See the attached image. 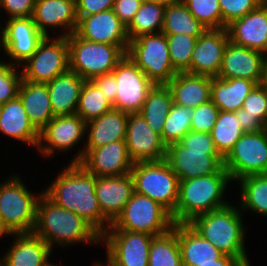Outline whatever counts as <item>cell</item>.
<instances>
[{
  "instance_id": "6da1fadb",
  "label": "cell",
  "mask_w": 267,
  "mask_h": 266,
  "mask_svg": "<svg viewBox=\"0 0 267 266\" xmlns=\"http://www.w3.org/2000/svg\"><path fill=\"white\" fill-rule=\"evenodd\" d=\"M96 176L79 163H69L43 193L58 206L74 212L101 236L111 226L95 194Z\"/></svg>"
},
{
  "instance_id": "7a4b0ae2",
  "label": "cell",
  "mask_w": 267,
  "mask_h": 266,
  "mask_svg": "<svg viewBox=\"0 0 267 266\" xmlns=\"http://www.w3.org/2000/svg\"><path fill=\"white\" fill-rule=\"evenodd\" d=\"M33 233L51 249L54 244L68 246L75 243H99L101 235L84 219L58 206L42 191L37 203L36 224Z\"/></svg>"
},
{
  "instance_id": "3957f363",
  "label": "cell",
  "mask_w": 267,
  "mask_h": 266,
  "mask_svg": "<svg viewBox=\"0 0 267 266\" xmlns=\"http://www.w3.org/2000/svg\"><path fill=\"white\" fill-rule=\"evenodd\" d=\"M165 161L179 180L215 174L224 167L211 135L194 131L166 147Z\"/></svg>"
},
{
  "instance_id": "277c9868",
  "label": "cell",
  "mask_w": 267,
  "mask_h": 266,
  "mask_svg": "<svg viewBox=\"0 0 267 266\" xmlns=\"http://www.w3.org/2000/svg\"><path fill=\"white\" fill-rule=\"evenodd\" d=\"M240 209L228 204L194 217L188 224L223 253L250 266L245 246V229Z\"/></svg>"
},
{
  "instance_id": "5b68a950",
  "label": "cell",
  "mask_w": 267,
  "mask_h": 266,
  "mask_svg": "<svg viewBox=\"0 0 267 266\" xmlns=\"http://www.w3.org/2000/svg\"><path fill=\"white\" fill-rule=\"evenodd\" d=\"M230 181L224 167L215 174L180 180L178 202L171 214L174 224L189 223L198 215L227 206L223 195Z\"/></svg>"
},
{
  "instance_id": "8992f818",
  "label": "cell",
  "mask_w": 267,
  "mask_h": 266,
  "mask_svg": "<svg viewBox=\"0 0 267 266\" xmlns=\"http://www.w3.org/2000/svg\"><path fill=\"white\" fill-rule=\"evenodd\" d=\"M31 193L17 175L0 184V230L4 235L33 233L42 193Z\"/></svg>"
},
{
  "instance_id": "52a82bcc",
  "label": "cell",
  "mask_w": 267,
  "mask_h": 266,
  "mask_svg": "<svg viewBox=\"0 0 267 266\" xmlns=\"http://www.w3.org/2000/svg\"><path fill=\"white\" fill-rule=\"evenodd\" d=\"M69 70L84 80L112 73L126 55L128 46H116L80 38L75 32L67 37Z\"/></svg>"
},
{
  "instance_id": "ba28073f",
  "label": "cell",
  "mask_w": 267,
  "mask_h": 266,
  "mask_svg": "<svg viewBox=\"0 0 267 266\" xmlns=\"http://www.w3.org/2000/svg\"><path fill=\"white\" fill-rule=\"evenodd\" d=\"M174 226L171 213L160 203L134 192L107 230H124L160 236Z\"/></svg>"
},
{
  "instance_id": "9c48e42d",
  "label": "cell",
  "mask_w": 267,
  "mask_h": 266,
  "mask_svg": "<svg viewBox=\"0 0 267 266\" xmlns=\"http://www.w3.org/2000/svg\"><path fill=\"white\" fill-rule=\"evenodd\" d=\"M134 192L160 203L171 214L179 196V178L165 160L136 162L130 171Z\"/></svg>"
},
{
  "instance_id": "30bf717a",
  "label": "cell",
  "mask_w": 267,
  "mask_h": 266,
  "mask_svg": "<svg viewBox=\"0 0 267 266\" xmlns=\"http://www.w3.org/2000/svg\"><path fill=\"white\" fill-rule=\"evenodd\" d=\"M126 55L155 85H167L178 73L171 63L168 41L162 32L130 40Z\"/></svg>"
},
{
  "instance_id": "8fae6325",
  "label": "cell",
  "mask_w": 267,
  "mask_h": 266,
  "mask_svg": "<svg viewBox=\"0 0 267 266\" xmlns=\"http://www.w3.org/2000/svg\"><path fill=\"white\" fill-rule=\"evenodd\" d=\"M231 181L267 173V128L244 133L223 158Z\"/></svg>"
},
{
  "instance_id": "7c38bea8",
  "label": "cell",
  "mask_w": 267,
  "mask_h": 266,
  "mask_svg": "<svg viewBox=\"0 0 267 266\" xmlns=\"http://www.w3.org/2000/svg\"><path fill=\"white\" fill-rule=\"evenodd\" d=\"M53 39V40H52ZM22 80L48 83L69 70V46L67 37L55 39L45 36L37 50L23 64Z\"/></svg>"
},
{
  "instance_id": "4fadbf2b",
  "label": "cell",
  "mask_w": 267,
  "mask_h": 266,
  "mask_svg": "<svg viewBox=\"0 0 267 266\" xmlns=\"http://www.w3.org/2000/svg\"><path fill=\"white\" fill-rule=\"evenodd\" d=\"M116 79L114 109L126 113H139L154 83L127 56L112 71Z\"/></svg>"
},
{
  "instance_id": "5bb4252c",
  "label": "cell",
  "mask_w": 267,
  "mask_h": 266,
  "mask_svg": "<svg viewBox=\"0 0 267 266\" xmlns=\"http://www.w3.org/2000/svg\"><path fill=\"white\" fill-rule=\"evenodd\" d=\"M153 235L124 230H106L101 241L106 245V266H148Z\"/></svg>"
},
{
  "instance_id": "9a60e30c",
  "label": "cell",
  "mask_w": 267,
  "mask_h": 266,
  "mask_svg": "<svg viewBox=\"0 0 267 266\" xmlns=\"http://www.w3.org/2000/svg\"><path fill=\"white\" fill-rule=\"evenodd\" d=\"M71 163L81 164L96 177L129 174L134 162L128 154L125 140L111 142L94 149H81Z\"/></svg>"
},
{
  "instance_id": "2e32d148",
  "label": "cell",
  "mask_w": 267,
  "mask_h": 266,
  "mask_svg": "<svg viewBox=\"0 0 267 266\" xmlns=\"http://www.w3.org/2000/svg\"><path fill=\"white\" fill-rule=\"evenodd\" d=\"M86 135V122L77 114L54 116L40 131L37 149L45 157L65 152ZM46 143V144H45Z\"/></svg>"
},
{
  "instance_id": "e0dca14e",
  "label": "cell",
  "mask_w": 267,
  "mask_h": 266,
  "mask_svg": "<svg viewBox=\"0 0 267 266\" xmlns=\"http://www.w3.org/2000/svg\"><path fill=\"white\" fill-rule=\"evenodd\" d=\"M125 141L134 163L165 160L167 146L140 113H128Z\"/></svg>"
},
{
  "instance_id": "ac0fdd59",
  "label": "cell",
  "mask_w": 267,
  "mask_h": 266,
  "mask_svg": "<svg viewBox=\"0 0 267 266\" xmlns=\"http://www.w3.org/2000/svg\"><path fill=\"white\" fill-rule=\"evenodd\" d=\"M5 23L2 49L13 60L11 64L20 66L32 56L45 36L32 17L10 18Z\"/></svg>"
},
{
  "instance_id": "d6986e66",
  "label": "cell",
  "mask_w": 267,
  "mask_h": 266,
  "mask_svg": "<svg viewBox=\"0 0 267 266\" xmlns=\"http://www.w3.org/2000/svg\"><path fill=\"white\" fill-rule=\"evenodd\" d=\"M228 42L229 35L226 28L207 29L196 40L187 73L218 77Z\"/></svg>"
},
{
  "instance_id": "ffe728a7",
  "label": "cell",
  "mask_w": 267,
  "mask_h": 266,
  "mask_svg": "<svg viewBox=\"0 0 267 266\" xmlns=\"http://www.w3.org/2000/svg\"><path fill=\"white\" fill-rule=\"evenodd\" d=\"M77 18L75 33L80 38L116 46L129 45L127 26L112 9Z\"/></svg>"
},
{
  "instance_id": "44dd1931",
  "label": "cell",
  "mask_w": 267,
  "mask_h": 266,
  "mask_svg": "<svg viewBox=\"0 0 267 266\" xmlns=\"http://www.w3.org/2000/svg\"><path fill=\"white\" fill-rule=\"evenodd\" d=\"M229 41L267 53V3L262 2L245 16L227 25Z\"/></svg>"
},
{
  "instance_id": "7402d4cb",
  "label": "cell",
  "mask_w": 267,
  "mask_h": 266,
  "mask_svg": "<svg viewBox=\"0 0 267 266\" xmlns=\"http://www.w3.org/2000/svg\"><path fill=\"white\" fill-rule=\"evenodd\" d=\"M264 55L260 51L229 41L226 45L218 77L223 79L243 78L260 84Z\"/></svg>"
},
{
  "instance_id": "603a6c76",
  "label": "cell",
  "mask_w": 267,
  "mask_h": 266,
  "mask_svg": "<svg viewBox=\"0 0 267 266\" xmlns=\"http://www.w3.org/2000/svg\"><path fill=\"white\" fill-rule=\"evenodd\" d=\"M32 19L44 36H49L47 28L60 27L67 31L57 36L68 37L75 32L78 23L76 0H36Z\"/></svg>"
},
{
  "instance_id": "cb8c5ba5",
  "label": "cell",
  "mask_w": 267,
  "mask_h": 266,
  "mask_svg": "<svg viewBox=\"0 0 267 266\" xmlns=\"http://www.w3.org/2000/svg\"><path fill=\"white\" fill-rule=\"evenodd\" d=\"M134 193L132 175L96 177L95 194L103 216L112 224Z\"/></svg>"
},
{
  "instance_id": "d4e9b609",
  "label": "cell",
  "mask_w": 267,
  "mask_h": 266,
  "mask_svg": "<svg viewBox=\"0 0 267 266\" xmlns=\"http://www.w3.org/2000/svg\"><path fill=\"white\" fill-rule=\"evenodd\" d=\"M15 235L13 245L0 260V266H43L50 258L52 249L34 233Z\"/></svg>"
},
{
  "instance_id": "484cf974",
  "label": "cell",
  "mask_w": 267,
  "mask_h": 266,
  "mask_svg": "<svg viewBox=\"0 0 267 266\" xmlns=\"http://www.w3.org/2000/svg\"><path fill=\"white\" fill-rule=\"evenodd\" d=\"M173 103L192 109L211 100V77L178 72L167 84Z\"/></svg>"
},
{
  "instance_id": "4316f807",
  "label": "cell",
  "mask_w": 267,
  "mask_h": 266,
  "mask_svg": "<svg viewBox=\"0 0 267 266\" xmlns=\"http://www.w3.org/2000/svg\"><path fill=\"white\" fill-rule=\"evenodd\" d=\"M85 80L76 72H67L46 83L54 116L76 114Z\"/></svg>"
},
{
  "instance_id": "83f0119b",
  "label": "cell",
  "mask_w": 267,
  "mask_h": 266,
  "mask_svg": "<svg viewBox=\"0 0 267 266\" xmlns=\"http://www.w3.org/2000/svg\"><path fill=\"white\" fill-rule=\"evenodd\" d=\"M0 132L35 148L39 143V131L30 122L18 96L1 105Z\"/></svg>"
},
{
  "instance_id": "f1b7e54d",
  "label": "cell",
  "mask_w": 267,
  "mask_h": 266,
  "mask_svg": "<svg viewBox=\"0 0 267 266\" xmlns=\"http://www.w3.org/2000/svg\"><path fill=\"white\" fill-rule=\"evenodd\" d=\"M127 120L128 113L112 108L102 116L87 122L86 133L89 134L84 149H94L125 140Z\"/></svg>"
},
{
  "instance_id": "f546056e",
  "label": "cell",
  "mask_w": 267,
  "mask_h": 266,
  "mask_svg": "<svg viewBox=\"0 0 267 266\" xmlns=\"http://www.w3.org/2000/svg\"><path fill=\"white\" fill-rule=\"evenodd\" d=\"M178 243L181 250L182 266L215 263V260L224 255L188 223L178 224Z\"/></svg>"
},
{
  "instance_id": "4dcf8cb0",
  "label": "cell",
  "mask_w": 267,
  "mask_h": 266,
  "mask_svg": "<svg viewBox=\"0 0 267 266\" xmlns=\"http://www.w3.org/2000/svg\"><path fill=\"white\" fill-rule=\"evenodd\" d=\"M18 97L30 122L38 131L54 117L47 84L22 80Z\"/></svg>"
},
{
  "instance_id": "1f68e13d",
  "label": "cell",
  "mask_w": 267,
  "mask_h": 266,
  "mask_svg": "<svg viewBox=\"0 0 267 266\" xmlns=\"http://www.w3.org/2000/svg\"><path fill=\"white\" fill-rule=\"evenodd\" d=\"M256 85V82L243 78L211 77V101L220 111L236 112L243 107L246 96Z\"/></svg>"
},
{
  "instance_id": "d6a6232c",
  "label": "cell",
  "mask_w": 267,
  "mask_h": 266,
  "mask_svg": "<svg viewBox=\"0 0 267 266\" xmlns=\"http://www.w3.org/2000/svg\"><path fill=\"white\" fill-rule=\"evenodd\" d=\"M173 104L171 90L167 85H154L139 112L153 132L162 139L164 122Z\"/></svg>"
},
{
  "instance_id": "836d02e7",
  "label": "cell",
  "mask_w": 267,
  "mask_h": 266,
  "mask_svg": "<svg viewBox=\"0 0 267 266\" xmlns=\"http://www.w3.org/2000/svg\"><path fill=\"white\" fill-rule=\"evenodd\" d=\"M206 30L182 1L166 6L161 31L165 35L201 36Z\"/></svg>"
},
{
  "instance_id": "e575fe53",
  "label": "cell",
  "mask_w": 267,
  "mask_h": 266,
  "mask_svg": "<svg viewBox=\"0 0 267 266\" xmlns=\"http://www.w3.org/2000/svg\"><path fill=\"white\" fill-rule=\"evenodd\" d=\"M148 266H182L178 243V224L160 236H154L148 255Z\"/></svg>"
},
{
  "instance_id": "d590c367",
  "label": "cell",
  "mask_w": 267,
  "mask_h": 266,
  "mask_svg": "<svg viewBox=\"0 0 267 266\" xmlns=\"http://www.w3.org/2000/svg\"><path fill=\"white\" fill-rule=\"evenodd\" d=\"M166 6L144 1L131 23L127 26L129 40L142 35L161 33Z\"/></svg>"
},
{
  "instance_id": "8d00e7d4",
  "label": "cell",
  "mask_w": 267,
  "mask_h": 266,
  "mask_svg": "<svg viewBox=\"0 0 267 266\" xmlns=\"http://www.w3.org/2000/svg\"><path fill=\"white\" fill-rule=\"evenodd\" d=\"M241 189L240 210L267 216V173L250 175L238 180Z\"/></svg>"
},
{
  "instance_id": "74e56055",
  "label": "cell",
  "mask_w": 267,
  "mask_h": 266,
  "mask_svg": "<svg viewBox=\"0 0 267 266\" xmlns=\"http://www.w3.org/2000/svg\"><path fill=\"white\" fill-rule=\"evenodd\" d=\"M244 133L236 112L220 111L210 135L218 153L224 158Z\"/></svg>"
},
{
  "instance_id": "f35d334b",
  "label": "cell",
  "mask_w": 267,
  "mask_h": 266,
  "mask_svg": "<svg viewBox=\"0 0 267 266\" xmlns=\"http://www.w3.org/2000/svg\"><path fill=\"white\" fill-rule=\"evenodd\" d=\"M112 108V104L101 90L91 80H85L80 92L76 114L87 123L102 116Z\"/></svg>"
},
{
  "instance_id": "ab89813d",
  "label": "cell",
  "mask_w": 267,
  "mask_h": 266,
  "mask_svg": "<svg viewBox=\"0 0 267 266\" xmlns=\"http://www.w3.org/2000/svg\"><path fill=\"white\" fill-rule=\"evenodd\" d=\"M192 116V108L172 104L162 132V141L166 146L179 142L184 135L191 131Z\"/></svg>"
},
{
  "instance_id": "60d3db41",
  "label": "cell",
  "mask_w": 267,
  "mask_h": 266,
  "mask_svg": "<svg viewBox=\"0 0 267 266\" xmlns=\"http://www.w3.org/2000/svg\"><path fill=\"white\" fill-rule=\"evenodd\" d=\"M199 36L186 34L166 35L171 63L177 72H187L191 65V55Z\"/></svg>"
},
{
  "instance_id": "b9f144b4",
  "label": "cell",
  "mask_w": 267,
  "mask_h": 266,
  "mask_svg": "<svg viewBox=\"0 0 267 266\" xmlns=\"http://www.w3.org/2000/svg\"><path fill=\"white\" fill-rule=\"evenodd\" d=\"M207 29H223L219 0H181Z\"/></svg>"
},
{
  "instance_id": "7bdbcfd3",
  "label": "cell",
  "mask_w": 267,
  "mask_h": 266,
  "mask_svg": "<svg viewBox=\"0 0 267 266\" xmlns=\"http://www.w3.org/2000/svg\"><path fill=\"white\" fill-rule=\"evenodd\" d=\"M16 65L0 60V104L15 99L22 81V73Z\"/></svg>"
},
{
  "instance_id": "ee69618b",
  "label": "cell",
  "mask_w": 267,
  "mask_h": 266,
  "mask_svg": "<svg viewBox=\"0 0 267 266\" xmlns=\"http://www.w3.org/2000/svg\"><path fill=\"white\" fill-rule=\"evenodd\" d=\"M219 112V108L211 100L194 108L191 120V131L210 134L216 123Z\"/></svg>"
},
{
  "instance_id": "f6af8a7d",
  "label": "cell",
  "mask_w": 267,
  "mask_h": 266,
  "mask_svg": "<svg viewBox=\"0 0 267 266\" xmlns=\"http://www.w3.org/2000/svg\"><path fill=\"white\" fill-rule=\"evenodd\" d=\"M262 0H219L223 28L254 10Z\"/></svg>"
},
{
  "instance_id": "bcb514c9",
  "label": "cell",
  "mask_w": 267,
  "mask_h": 266,
  "mask_svg": "<svg viewBox=\"0 0 267 266\" xmlns=\"http://www.w3.org/2000/svg\"><path fill=\"white\" fill-rule=\"evenodd\" d=\"M242 108L246 114L258 117L267 126V90L260 84L246 96Z\"/></svg>"
},
{
  "instance_id": "7dc6e473",
  "label": "cell",
  "mask_w": 267,
  "mask_h": 266,
  "mask_svg": "<svg viewBox=\"0 0 267 266\" xmlns=\"http://www.w3.org/2000/svg\"><path fill=\"white\" fill-rule=\"evenodd\" d=\"M36 0H0L3 8L10 18L32 17Z\"/></svg>"
},
{
  "instance_id": "c3c4849f",
  "label": "cell",
  "mask_w": 267,
  "mask_h": 266,
  "mask_svg": "<svg viewBox=\"0 0 267 266\" xmlns=\"http://www.w3.org/2000/svg\"><path fill=\"white\" fill-rule=\"evenodd\" d=\"M143 2L144 0H115L112 10L119 20L128 26Z\"/></svg>"
},
{
  "instance_id": "681fc988",
  "label": "cell",
  "mask_w": 267,
  "mask_h": 266,
  "mask_svg": "<svg viewBox=\"0 0 267 266\" xmlns=\"http://www.w3.org/2000/svg\"><path fill=\"white\" fill-rule=\"evenodd\" d=\"M115 0H76L77 17L89 16L112 9Z\"/></svg>"
},
{
  "instance_id": "f907efd6",
  "label": "cell",
  "mask_w": 267,
  "mask_h": 266,
  "mask_svg": "<svg viewBox=\"0 0 267 266\" xmlns=\"http://www.w3.org/2000/svg\"><path fill=\"white\" fill-rule=\"evenodd\" d=\"M91 81L101 90L106 99L113 105L115 103L117 91H116V79L113 73H108L100 76H96Z\"/></svg>"
},
{
  "instance_id": "816d5d0a",
  "label": "cell",
  "mask_w": 267,
  "mask_h": 266,
  "mask_svg": "<svg viewBox=\"0 0 267 266\" xmlns=\"http://www.w3.org/2000/svg\"><path fill=\"white\" fill-rule=\"evenodd\" d=\"M236 117L245 133L258 132L267 128V126L258 117L246 114V110L243 108L236 111Z\"/></svg>"
},
{
  "instance_id": "f5cc1de1",
  "label": "cell",
  "mask_w": 267,
  "mask_h": 266,
  "mask_svg": "<svg viewBox=\"0 0 267 266\" xmlns=\"http://www.w3.org/2000/svg\"><path fill=\"white\" fill-rule=\"evenodd\" d=\"M198 266H244L237 258L223 255L215 263L198 264Z\"/></svg>"
},
{
  "instance_id": "db71d44e",
  "label": "cell",
  "mask_w": 267,
  "mask_h": 266,
  "mask_svg": "<svg viewBox=\"0 0 267 266\" xmlns=\"http://www.w3.org/2000/svg\"><path fill=\"white\" fill-rule=\"evenodd\" d=\"M260 85L267 90V53L264 55L263 60V70H262V80Z\"/></svg>"
},
{
  "instance_id": "11a10c76",
  "label": "cell",
  "mask_w": 267,
  "mask_h": 266,
  "mask_svg": "<svg viewBox=\"0 0 267 266\" xmlns=\"http://www.w3.org/2000/svg\"><path fill=\"white\" fill-rule=\"evenodd\" d=\"M144 1L155 2V3H158V4H162L164 6H168V5H171V4L178 3L181 0H144Z\"/></svg>"
},
{
  "instance_id": "9f6ffc18",
  "label": "cell",
  "mask_w": 267,
  "mask_h": 266,
  "mask_svg": "<svg viewBox=\"0 0 267 266\" xmlns=\"http://www.w3.org/2000/svg\"><path fill=\"white\" fill-rule=\"evenodd\" d=\"M1 30H3V28H1L0 31ZM2 45H3V31L0 32V47H2Z\"/></svg>"
},
{
  "instance_id": "6f0895ef",
  "label": "cell",
  "mask_w": 267,
  "mask_h": 266,
  "mask_svg": "<svg viewBox=\"0 0 267 266\" xmlns=\"http://www.w3.org/2000/svg\"><path fill=\"white\" fill-rule=\"evenodd\" d=\"M43 266H57L56 264H52L49 262V260L43 265Z\"/></svg>"
},
{
  "instance_id": "680465c9",
  "label": "cell",
  "mask_w": 267,
  "mask_h": 266,
  "mask_svg": "<svg viewBox=\"0 0 267 266\" xmlns=\"http://www.w3.org/2000/svg\"><path fill=\"white\" fill-rule=\"evenodd\" d=\"M93 266H103V264L102 263H100V262H98V263H94V265Z\"/></svg>"
},
{
  "instance_id": "91938a15",
  "label": "cell",
  "mask_w": 267,
  "mask_h": 266,
  "mask_svg": "<svg viewBox=\"0 0 267 266\" xmlns=\"http://www.w3.org/2000/svg\"><path fill=\"white\" fill-rule=\"evenodd\" d=\"M4 236L3 232L0 230V237Z\"/></svg>"
}]
</instances>
